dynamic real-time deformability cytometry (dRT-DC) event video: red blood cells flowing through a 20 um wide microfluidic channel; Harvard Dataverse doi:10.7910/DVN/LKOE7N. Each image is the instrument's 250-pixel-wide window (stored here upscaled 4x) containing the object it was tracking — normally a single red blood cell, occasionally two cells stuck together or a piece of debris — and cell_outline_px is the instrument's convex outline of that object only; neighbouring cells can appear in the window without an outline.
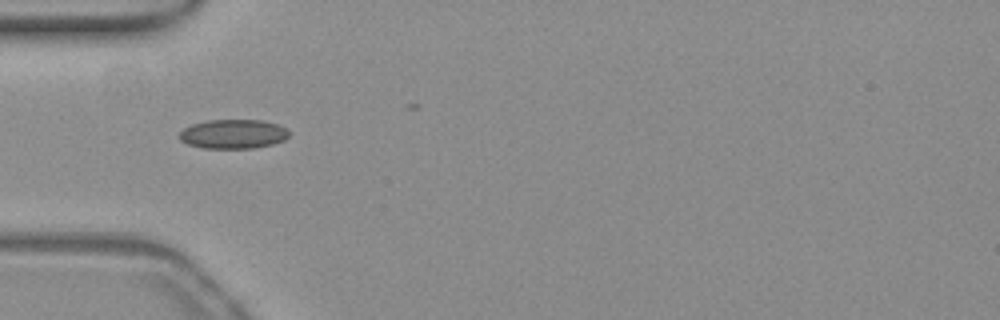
{"species": "common noctule bat (a hibernating species)", "species_latin": "Nyctalus noctula", "temperature_condition": "warm", "stored_images_in_passage": 12, "camera_frame_rate_fps": 3000, "um_per_image_px": 0.085, "animal": {"sex": "female", "body_mass_g": 19.3, "forearm_length_mm": 54.1}, "frame": {"image": 1, "passage_image": 1, "time_ms": 0.0, "image_size_px": [1000, 320], "cell_outline_px": [[288, 136], [284, 140], [272, 144], [252, 148], [204, 148], [188, 144], [180, 140], [176, 136], [184, 128], [192, 124], [208, 120], [260, 120], [276, 124], [284, 128], [288, 132]], "centroid_in_image_um": [19.77, 11.39], "position_along_channel_um": 65.2, "area_um2": 18.55}}
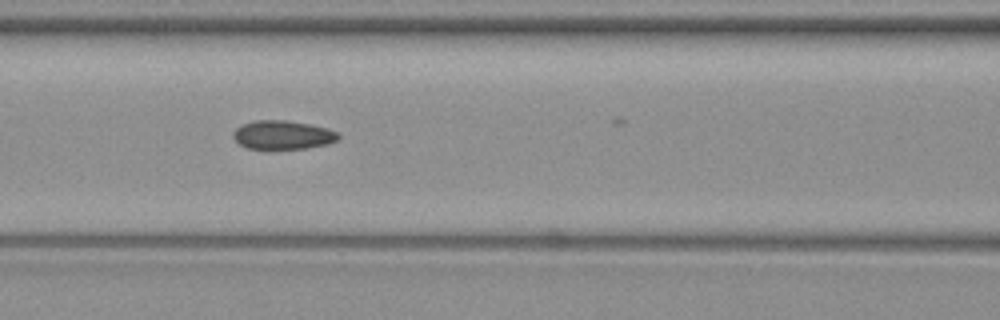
{"frame": {"image": 2, "passage_image": 7, "time_ms": 2.0, "image_size_px": [1000, 320], "cell_outline_px": [[340, 140], [328, 144], [308, 148], [268, 152], [248, 148], [240, 144], [232, 136], [232, 132], [236, 128], [244, 124], [256, 120], [284, 120], [308, 124], [328, 128], [336, 132], [340, 136]], "centroid_in_image_um": [24.03, 11.52], "position_along_channel_um": 142.6, "area_um2": 18.32}}
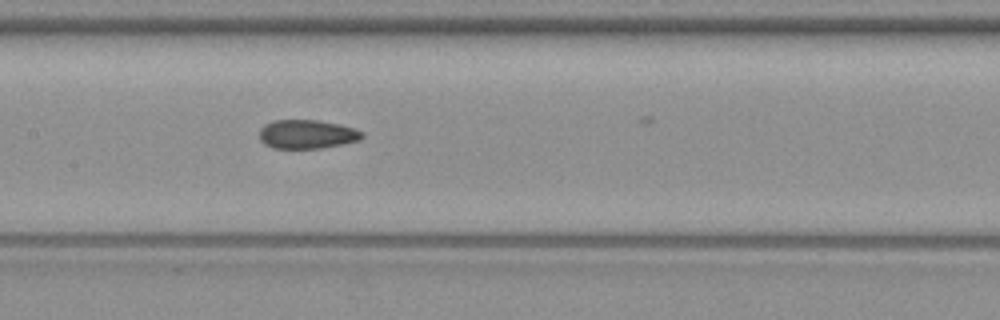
{"frame": {"image": 3, "passage_image": 10, "time_ms": 3.0, "image_size_px": [1000, 320], "cell_outline_px": [[364, 136], [360, 140], [320, 148], [272, 148], [264, 144], [260, 140], [260, 128], [264, 124], [276, 120], [316, 120], [336, 124], [352, 128], [364, 132]], "centroid_in_image_um": [26.06, 11.41], "position_along_channel_um": 181.3, "area_um2": 17.11}}